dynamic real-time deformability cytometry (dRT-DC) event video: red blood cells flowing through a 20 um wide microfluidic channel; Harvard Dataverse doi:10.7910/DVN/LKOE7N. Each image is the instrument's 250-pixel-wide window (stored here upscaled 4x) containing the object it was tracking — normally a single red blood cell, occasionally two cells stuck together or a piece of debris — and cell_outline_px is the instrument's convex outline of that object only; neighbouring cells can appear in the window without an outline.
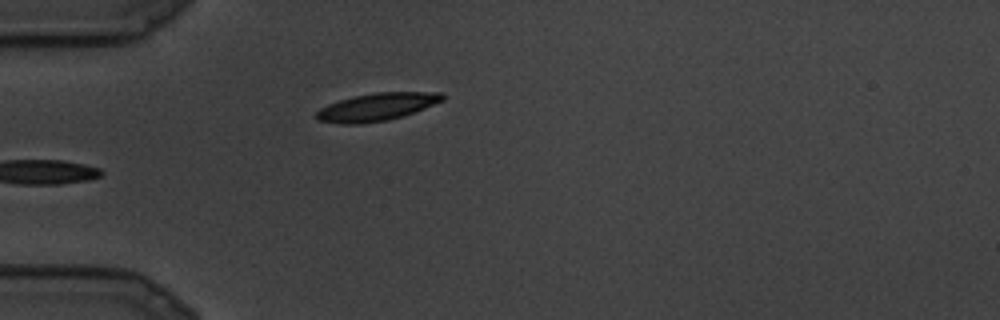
{"species": "common noctule bat (a hibernating species)", "species_latin": "Nyctalus noctula", "temperature_condition": "cold", "stored_images_in_passage": 15, "camera_frame_rate_fps": 3000, "um_per_image_px": 0.085, "animal": {"sex": "male", "body_mass_g": 19.5, "forearm_length_mm": 54.6}, "frame": {"image": 1, "passage_image": 9, "time_ms": 2.667, "image_size_px": [1000, 320], "cell_outline_px": [[444, 100], [404, 116], [388, 120], [360, 124], [340, 124], [316, 120], [312, 116], [320, 108], [328, 104], [352, 96], [376, 92], [440, 92], [444, 96]], "centroid_in_image_um": [31.97, 9.1], "position_along_channel_um": 53.0, "area_um2": 20.52}}
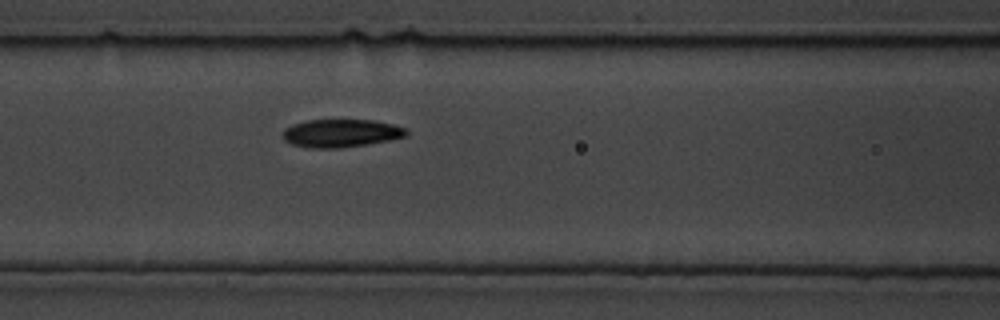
{"frame": {"image": 2, "passage_image": 13, "time_ms": 4.0, "image_size_px": [1000, 320], "cell_outline_px": [[408, 132], [404, 136], [388, 140], [368, 144], [340, 148], [308, 148], [292, 144], [284, 140], [284, 128], [292, 124], [308, 120], [376, 120], [392, 124], [404, 128]], "centroid_in_image_um": [28.95, 11.32], "position_along_channel_um": 137.6, "area_um2": 20.06}}
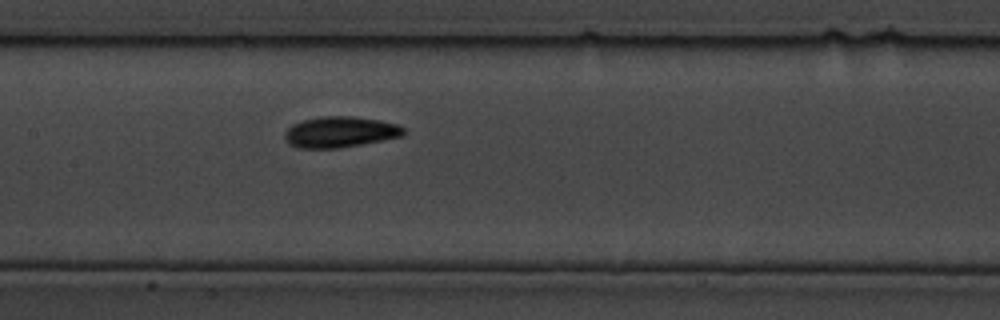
{"frame": {"image": 3, "passage_image": 15, "time_ms": 4.667, "image_size_px": [1000, 320], "cell_outline_px": [[404, 132], [400, 136], [340, 148], [300, 148], [288, 144], [284, 136], [284, 132], [292, 124], [304, 120], [324, 116], [352, 116], [380, 120], [396, 124], [404, 128]], "centroid_in_image_um": [28.85, 11.22], "position_along_channel_um": 178.5, "area_um2": 21.15}}